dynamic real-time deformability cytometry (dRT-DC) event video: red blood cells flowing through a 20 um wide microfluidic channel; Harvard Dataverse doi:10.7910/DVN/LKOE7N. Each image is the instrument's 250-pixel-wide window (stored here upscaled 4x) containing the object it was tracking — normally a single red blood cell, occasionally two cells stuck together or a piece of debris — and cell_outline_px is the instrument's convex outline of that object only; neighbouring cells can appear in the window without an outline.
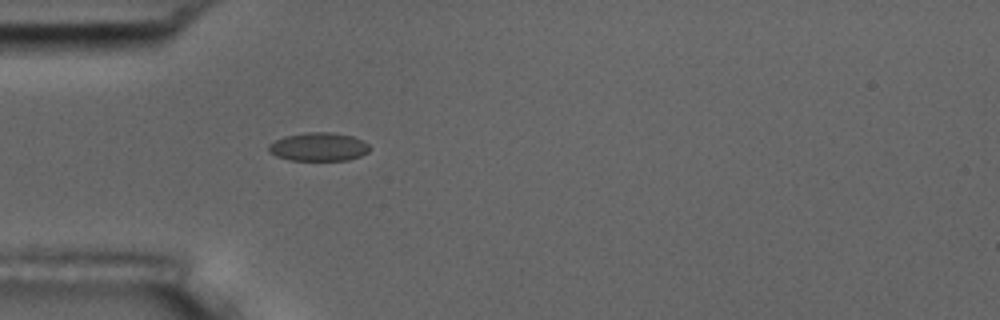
{"species": "common noctule bat (a hibernating species)", "species_latin": "Nyctalus noctula", "temperature_condition": "room temperature", "stored_images_in_passage": 2, "camera_frame_rate_fps": 3000, "um_per_image_px": 0.085, "animal": {"sex": "male", "body_mass_g": 17.5, "forearm_length_mm": 52.3}, "frame": {"image": 1, "passage_image": 2, "time_ms": 1.0, "image_size_px": [1000, 320], "cell_outline_px": [[372, 148], [368, 152], [360, 156], [348, 160], [292, 160], [276, 156], [268, 152], [268, 144], [284, 136], [308, 132], [332, 132], [352, 136], [368, 144]], "centroid_in_image_um": [27.08, 12.48], "position_along_channel_um": 57.9, "area_um2": 16.76}}